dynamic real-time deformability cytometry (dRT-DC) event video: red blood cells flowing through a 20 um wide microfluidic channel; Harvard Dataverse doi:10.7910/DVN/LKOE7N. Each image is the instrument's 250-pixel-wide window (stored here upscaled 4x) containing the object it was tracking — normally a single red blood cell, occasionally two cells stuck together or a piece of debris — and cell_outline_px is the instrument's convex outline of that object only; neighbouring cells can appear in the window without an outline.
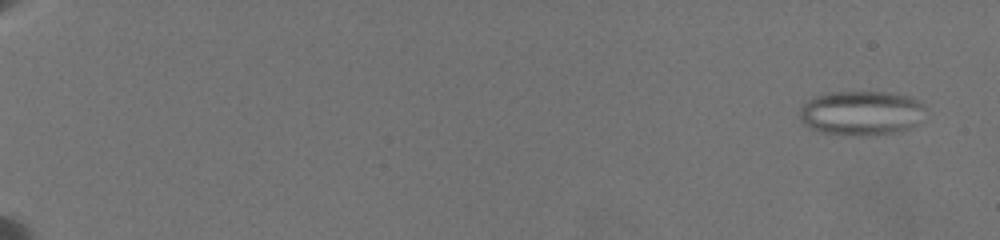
{"species": "common noctule bat (a hibernating species)", "species_latin": "Nyctalus noctula", "temperature_condition": "warm", "stored_images_in_passage": 23, "camera_frame_rate_fps": 3000, "um_per_image_px": 0.085, "animal": {"sex": "female", "body_mass_g": 19.5, "forearm_length_mm": 54.1}, "frame": {"image": 1, "passage_image": 2, "time_ms": 0.667, "image_size_px": [1000, 240], "cell_outline_px": [[924, 108], [916, 124], [908, 128], [892, 132], [860, 136], [820, 132], [808, 128], [800, 120], [800, 108], [808, 100], [816, 96], [828, 92], [888, 92], [908, 96], [924, 104]], "centroid_in_image_um": [73.15, 9.6], "position_along_channel_um": 11.9, "area_um2": 32.31}}
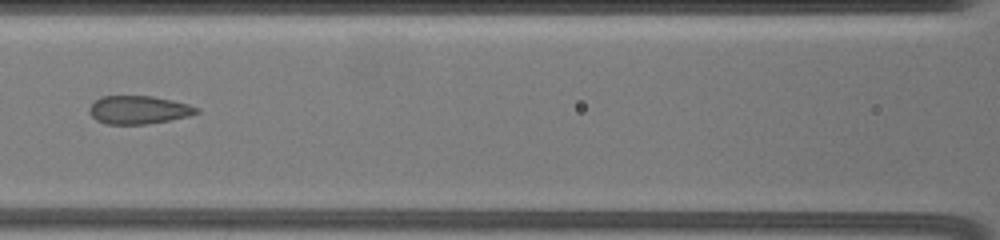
{"frame": {"image": 2, "passage_image": 16, "time_ms": 10.667, "image_size_px": [1000, 240], "cell_outline_px": [[200, 112], [188, 116], [148, 124], [104, 124], [96, 120], [88, 112], [88, 108], [100, 96], [152, 96], [172, 100], [188, 104], [200, 108]], "centroid_in_image_um": [11.77, 9.34], "position_along_channel_um": 154.8, "area_um2": 17.69}}
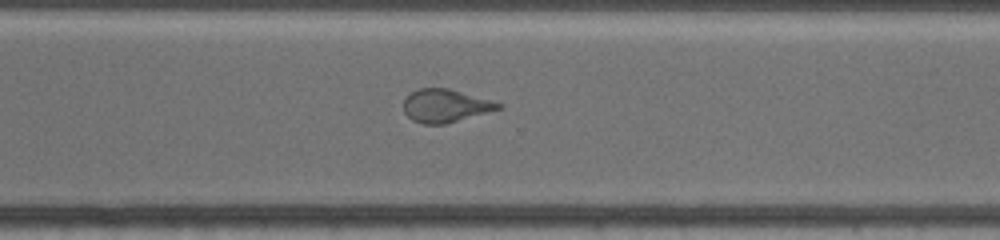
{"frame": {"image": 3, "passage_image": 23, "time_ms": 15.667, "image_size_px": [1000, 240], "cell_outline_px": [[504, 108], [444, 124], [424, 124], [412, 120], [404, 112], [404, 100], [412, 92], [420, 88], [448, 88], [488, 100], [500, 104]], "centroid_in_image_um": [37.83, 9.0], "position_along_channel_um": 332.8, "area_um2": 17.86}}